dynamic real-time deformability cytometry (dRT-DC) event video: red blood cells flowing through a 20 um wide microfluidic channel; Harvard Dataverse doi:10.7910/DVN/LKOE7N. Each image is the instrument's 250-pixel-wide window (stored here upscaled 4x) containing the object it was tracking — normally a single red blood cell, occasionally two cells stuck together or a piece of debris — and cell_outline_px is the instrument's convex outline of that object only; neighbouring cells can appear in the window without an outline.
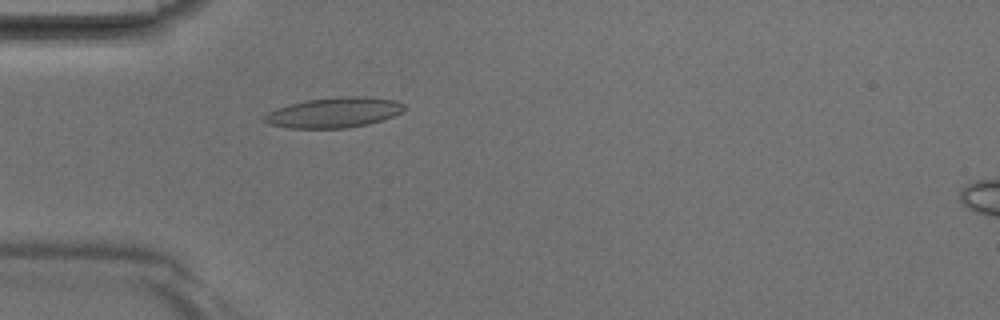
{"species": "Egyptian fruit bat (a non-hibernating species)", "species_latin": "Rousettus aegyptiacus", "temperature_condition": "room temperature", "stored_images_in_passage": 41, "camera_frame_rate_fps": 3000, "um_per_image_px": 0.085, "animal": {"sex": "male"}, "frame": {"image": 1, "passage_image": 12, "time_ms": 3.667, "image_size_px": [1000, 320], "cell_outline_px": [[408, 108], [392, 116], [368, 124], [344, 128], [288, 128], [268, 124], [264, 120], [264, 116], [268, 112], [276, 108], [308, 100], [344, 96], [368, 96], [396, 100], [404, 104]], "centroid_in_image_um": [28.41, 9.56], "position_along_channel_um": 56.6, "area_um2": 24.51}}
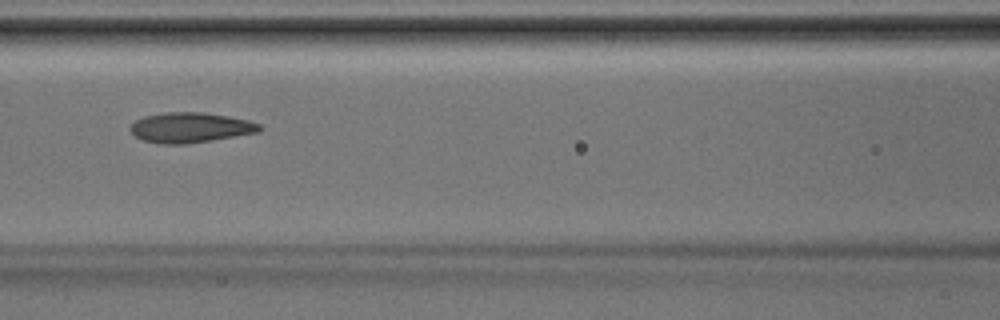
{"frame": {"image": 2, "passage_image": 18, "time_ms": 5.667, "image_size_px": [1000, 320], "cell_outline_px": [[264, 128], [260, 132], [212, 140], [184, 144], [160, 144], [140, 140], [132, 132], [132, 124], [136, 120], [144, 116], [168, 112], [204, 112], [228, 116], [248, 120], [260, 124]], "centroid_in_image_um": [16.22, 10.84], "position_along_channel_um": 150.4, "area_um2": 22.72}}
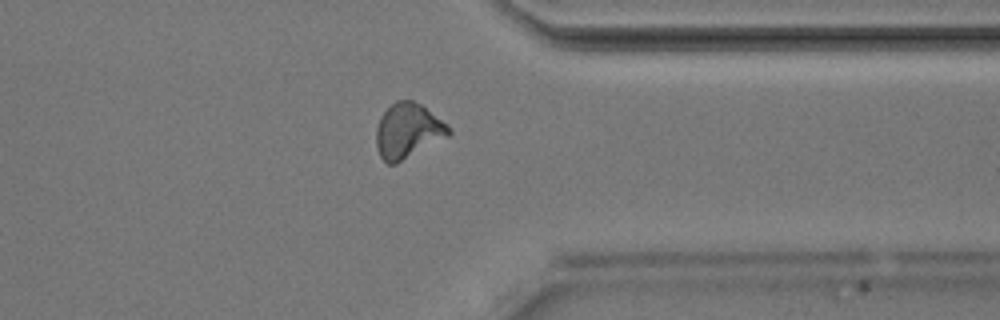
{"frame": {"image": 3, "passage_image": 32, "time_ms": 10.333, "image_size_px": [1000, 320], "cell_outline_px": [[452, 132], [448, 136], [396, 164], [388, 164], [380, 156], [376, 148], [376, 128], [380, 116], [396, 100], [412, 100], [420, 104], [452, 128]], "centroid_in_image_um": [34.65, 11.13], "position_along_channel_um": 376.7, "area_um2": 23.06}}